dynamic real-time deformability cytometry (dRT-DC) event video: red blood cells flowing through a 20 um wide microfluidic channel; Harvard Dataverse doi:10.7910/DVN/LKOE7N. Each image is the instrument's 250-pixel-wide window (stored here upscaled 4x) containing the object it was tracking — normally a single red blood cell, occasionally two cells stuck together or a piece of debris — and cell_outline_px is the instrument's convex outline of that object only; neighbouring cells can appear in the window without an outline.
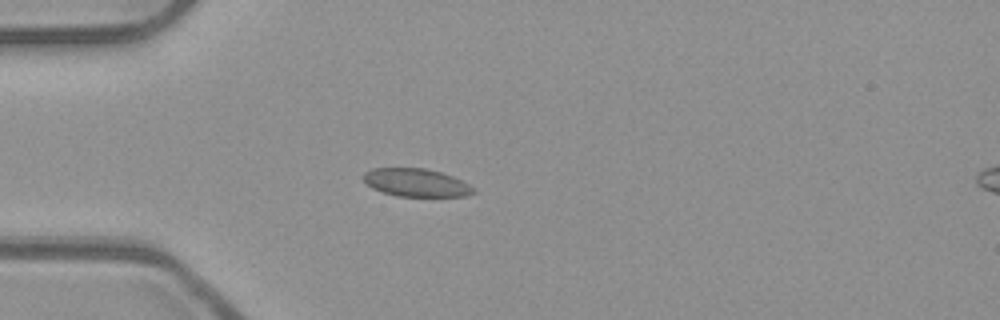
{"species": "common noctule bat (a hibernating species)", "species_latin": "Nyctalus noctula", "temperature_condition": "room temperature", "stored_images_in_passage": 39, "camera_frame_rate_fps": 3000, "um_per_image_px": 0.085, "animal": {"sex": "male", "body_mass_g": 23.1, "forearm_length_mm": 52.7}, "frame": {"image": 1, "passage_image": 1, "time_ms": 0.0, "image_size_px": [1000, 320], "cell_outline_px": [[476, 192], [468, 196], [396, 196], [372, 188], [364, 180], [364, 172], [372, 168], [424, 168], [440, 172], [452, 176], [476, 188]], "centroid_in_image_um": [35.39, 15.52], "position_along_channel_um": 49.6, "area_um2": 17.86}}
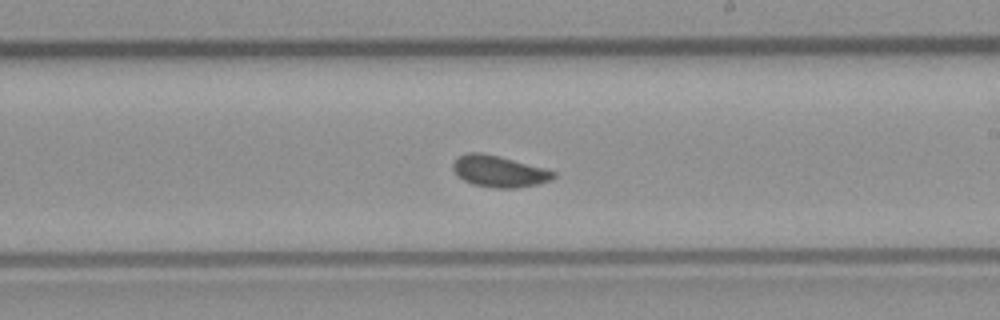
{"frame": {"image": 2, "passage_image": 17, "time_ms": 5.333, "image_size_px": [1000, 320], "cell_outline_px": [[556, 176], [552, 180], [536, 184], [516, 188], [496, 188], [472, 184], [456, 176], [452, 168], [452, 164], [456, 156], [468, 152], [480, 152], [500, 156], [544, 168], [556, 172]], "centroid_in_image_um": [42.38, 14.55], "position_along_channel_um": 246.6, "area_um2": 18.61}}
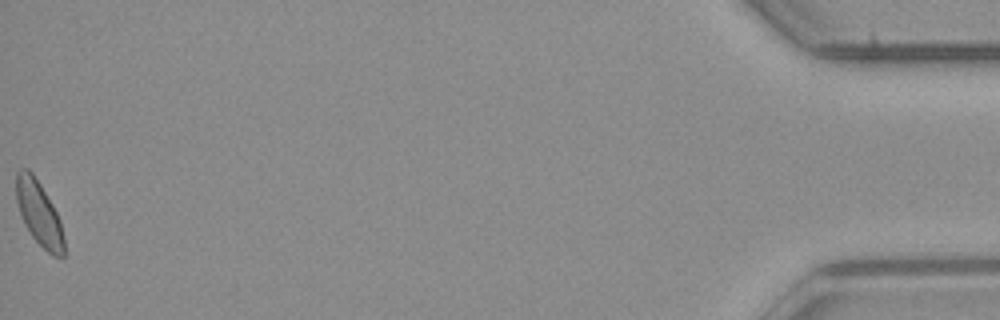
{"frame": {"image": 3, "passage_image": 39, "time_ms": 12.667, "image_size_px": [1000, 320], "cell_outline_px": [[64, 256], [52, 256], [32, 236], [24, 224], [16, 200], [16, 172], [20, 168], [28, 168], [32, 172], [40, 184], [52, 204], [60, 220], [64, 236]], "centroid_in_image_um": [3.31, 18.12], "position_along_channel_um": 431.9, "area_um2": 17.8}, "authors_computed_cell_mechanics": {"area_um2": 17.918, "velocity_mm_per_s": 3.9413, "shape_relaxation_time_tau1_ms": 4.2772, "shape_relaxation_time_tau2_ms": null, "deformation_change_tau1": 0.0677, "deformation_change_tau2": null}}